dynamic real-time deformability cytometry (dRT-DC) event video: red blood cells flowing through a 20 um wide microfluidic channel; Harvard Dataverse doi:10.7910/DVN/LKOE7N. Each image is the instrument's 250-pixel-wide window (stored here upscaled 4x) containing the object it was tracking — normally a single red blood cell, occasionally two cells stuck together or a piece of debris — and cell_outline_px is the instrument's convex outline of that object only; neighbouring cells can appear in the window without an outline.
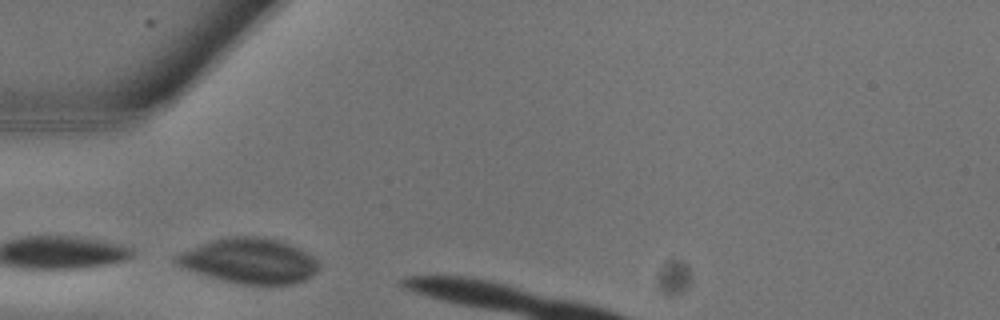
{"species": "common noctule bat (a hibernating species)", "species_latin": "Nyctalus noctula", "temperature_condition": "warm", "stored_images_in_passage": 4, "camera_frame_rate_fps": 3000, "um_per_image_px": 0.085, "animal": {"sex": "male", "body_mass_g": 13.3}, "frame": {"image": 1, "passage_image": 1, "time_ms": 0.0, "image_size_px": [1000, 320], "cell_outline_px": [[320, 268], [312, 276], [304, 280], [292, 284], [240, 284], [208, 276], [184, 268], [176, 264], [172, 260], [172, 256], [180, 252], [200, 244], [212, 240], [228, 236], [256, 236], [280, 240], [312, 256], [320, 264]], "centroid_in_image_um": [21.16, 22.17], "position_along_channel_um": 63.8, "area_um2": 37.4}}